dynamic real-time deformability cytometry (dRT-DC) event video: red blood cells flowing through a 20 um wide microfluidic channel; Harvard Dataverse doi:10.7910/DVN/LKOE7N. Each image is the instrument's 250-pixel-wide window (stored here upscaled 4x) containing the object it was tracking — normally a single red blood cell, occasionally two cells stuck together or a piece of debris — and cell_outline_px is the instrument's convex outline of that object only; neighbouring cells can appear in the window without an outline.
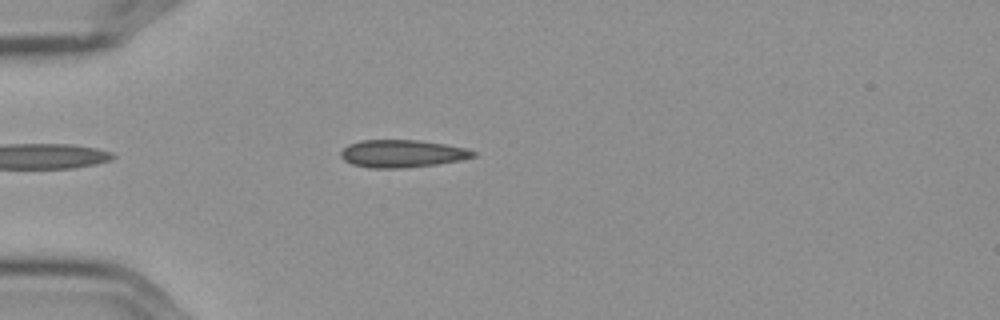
{"species": "Egyptian fruit bat (a non-hibernating species)", "species_latin": "Rousettus aegyptiacus", "temperature_condition": "cold", "stored_images_in_passage": 4, "camera_frame_rate_fps": 3000, "um_per_image_px": 0.085, "frame": {"image": 1, "passage_image": 3, "time_ms": 0.667, "image_size_px": [1000, 320], "cell_outline_px": [[476, 156], [460, 160], [436, 164], [404, 168], [368, 168], [352, 164], [344, 160], [340, 156], [340, 152], [348, 144], [360, 140], [420, 140], [468, 148], [476, 152]], "centroid_in_image_um": [34.17, 13.05], "position_along_channel_um": 50.8, "area_um2": 21.39}}